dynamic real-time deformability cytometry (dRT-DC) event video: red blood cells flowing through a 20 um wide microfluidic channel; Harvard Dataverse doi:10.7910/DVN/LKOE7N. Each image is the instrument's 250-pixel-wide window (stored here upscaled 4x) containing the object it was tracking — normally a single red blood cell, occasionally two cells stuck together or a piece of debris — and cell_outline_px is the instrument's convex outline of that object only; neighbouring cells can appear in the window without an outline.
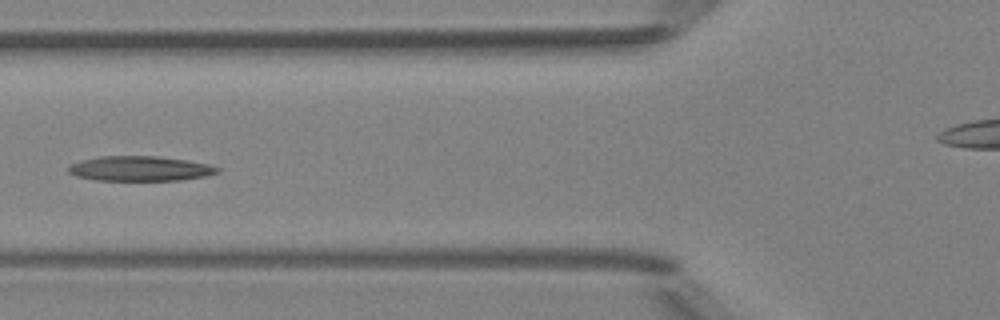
{"species": "Egyptian fruit bat (a non-hibernating species)", "species_latin": "Rousettus aegyptiacus", "temperature_condition": "room temperature", "stored_images_in_passage": 5, "camera_frame_rate_fps": 3000, "um_per_image_px": 0.085, "animal": {"sex": "female"}, "frame": {"image": 1, "passage_image": 4, "time_ms": 3.667, "image_size_px": [1000, 320], "cell_outline_px": [[220, 172], [204, 176], [180, 180], [96, 180], [76, 176], [68, 172], [68, 168], [72, 164], [84, 160], [100, 156], [156, 156], [188, 160], [208, 164], [220, 168]], "centroid_in_image_um": [11.93, 14.33], "position_along_channel_um": 113.9, "area_um2": 21.44}}
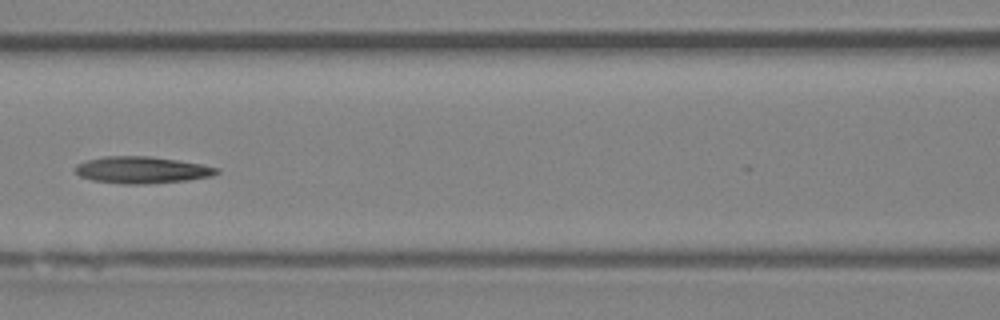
{"frame": {"image": 2, "passage_image": 5, "time_ms": 4.667, "image_size_px": [1000, 320], "cell_outline_px": [[220, 172], [212, 176], [188, 180], [144, 184], [124, 184], [92, 180], [80, 176], [76, 172], [76, 164], [88, 160], [104, 156], [148, 156], [204, 164], [220, 168]], "centroid_in_image_um": [12.1, 14.44], "position_along_channel_um": 154.5, "area_um2": 22.08}}